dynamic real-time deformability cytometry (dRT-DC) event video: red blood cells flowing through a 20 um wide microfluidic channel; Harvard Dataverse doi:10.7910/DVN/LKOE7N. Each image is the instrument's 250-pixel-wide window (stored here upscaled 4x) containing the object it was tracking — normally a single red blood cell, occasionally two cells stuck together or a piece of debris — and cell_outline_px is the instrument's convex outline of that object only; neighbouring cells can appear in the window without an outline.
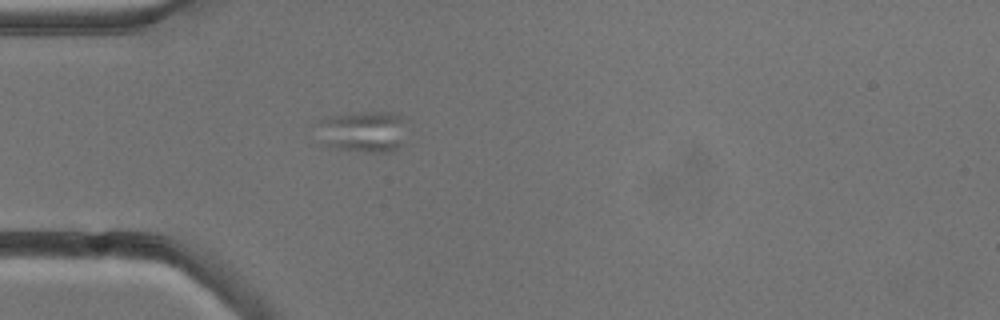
{"species": "common noctule bat (a hibernating species)", "species_latin": "Nyctalus noctula", "temperature_condition": "cold", "stored_images_in_passage": 1, "camera_frame_rate_fps": 3000, "um_per_image_px": 0.085, "animal": {"sex": "male", "body_mass_g": 13.3}, "frame": {"image": 1, "passage_image": 1, "time_ms": 0.0, "image_size_px": [1000, 320], "cell_outline_px": [[408, 120], [400, 144], [396, 152], [368, 152], [332, 148], [324, 144], [320, 120], [328, 116], [360, 112], [396, 112], [404, 116]], "centroid_in_image_um": [30.98, 11.17], "position_along_channel_um": 54.0, "area_um2": 21.62}}